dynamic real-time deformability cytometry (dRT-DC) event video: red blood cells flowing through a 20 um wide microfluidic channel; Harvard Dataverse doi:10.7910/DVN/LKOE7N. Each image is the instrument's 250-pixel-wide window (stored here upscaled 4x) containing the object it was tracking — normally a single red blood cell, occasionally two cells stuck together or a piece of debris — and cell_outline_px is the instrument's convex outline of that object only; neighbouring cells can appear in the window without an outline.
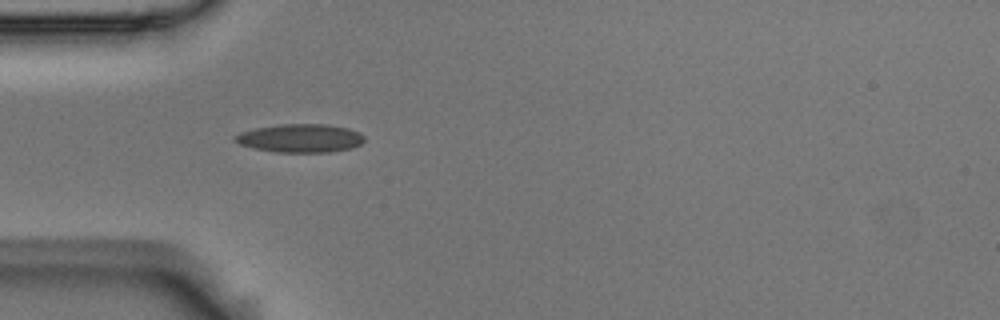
{"species": "Egyptian fruit bat (a non-hibernating species)", "species_latin": "Rousettus aegyptiacus", "temperature_condition": "room temperature", "stored_images_in_passage": 40, "camera_frame_rate_fps": 3000, "um_per_image_px": 0.085, "animal": {"sex": "male"}, "frame": {"image": 1, "passage_image": 1, "time_ms": 0.0, "image_size_px": [1000, 320], "cell_outline_px": [[364, 140], [360, 144], [352, 148], [328, 152], [276, 152], [256, 148], [240, 144], [232, 140], [232, 136], [240, 132], [256, 128], [280, 124], [324, 124], [348, 128], [360, 132], [364, 136]], "centroid_in_image_um": [25.52, 11.74], "position_along_channel_um": 59.5, "area_um2": 21.39}}
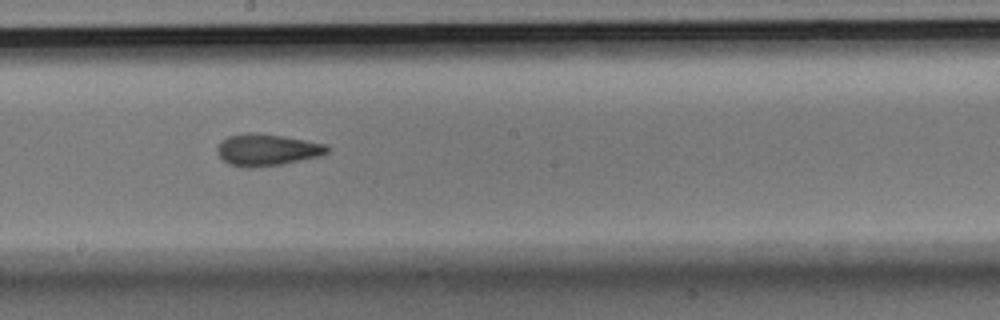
{"frame": {"image": 2, "passage_image": 15, "time_ms": 4.667, "image_size_px": [1000, 320], "cell_outline_px": [[328, 152], [320, 156], [280, 164], [252, 168], [248, 168], [228, 164], [216, 152], [216, 148], [228, 136], [248, 132], [252, 132], [284, 136], [328, 144]], "centroid_in_image_um": [22.7, 12.73], "position_along_channel_um": 225.5, "area_um2": 20.29}}
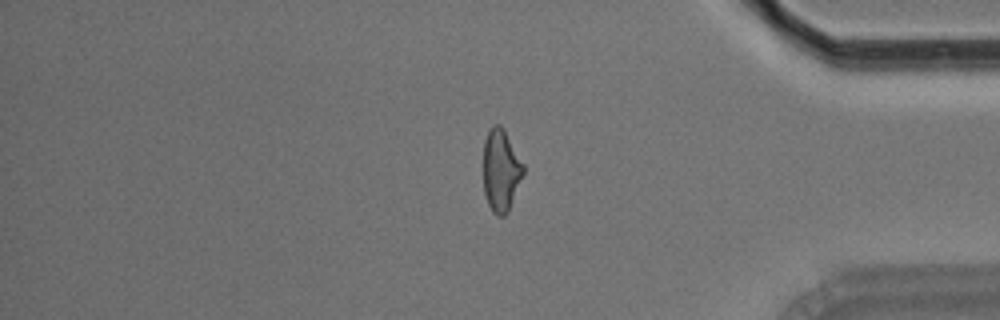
{"frame": {"image": 3, "passage_image": 31, "time_ms": 10.0, "image_size_px": [1000, 320], "cell_outline_px": [[524, 172], [508, 212], [504, 216], [496, 216], [492, 212], [488, 204], [484, 192], [484, 140], [488, 128], [492, 124], [500, 124], [504, 128], [524, 164]], "centroid_in_image_um": [42.57, 14.45], "position_along_channel_um": 392.6, "area_um2": 19.36}, "authors_computed_cell_mechanics": {"area_um2": 19.6809, "velocity_mm_per_s": 3.5935, "shape_relaxation_time_tau1_ms": 8.4069, "shape_relaxation_time_tau2_ms": 2.6852, "deformation_change_tau1": 0.2022, "deformation_change_tau2": 0.1112}}